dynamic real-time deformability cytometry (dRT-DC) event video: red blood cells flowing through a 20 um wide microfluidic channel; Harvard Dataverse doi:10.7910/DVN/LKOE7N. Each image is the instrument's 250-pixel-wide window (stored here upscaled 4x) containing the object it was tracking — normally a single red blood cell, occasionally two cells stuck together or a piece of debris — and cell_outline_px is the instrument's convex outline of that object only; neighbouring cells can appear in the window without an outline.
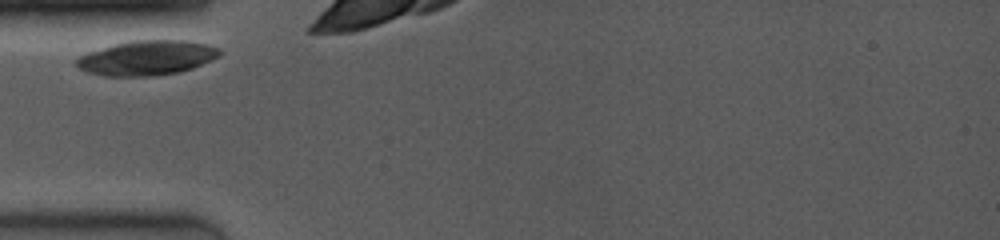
{"species": "common noctule bat (a hibernating species)", "species_latin": "Nyctalus noctula", "temperature_condition": "room temperature", "stored_images_in_passage": 13, "camera_frame_rate_fps": 4000, "um_per_image_px": 0.085, "animal": {"sex": "female", "body_mass_g": 19.0, "forearm_length_mm": 53.3}, "frame": {"image": 1, "passage_image": 1, "time_ms": 0.0, "image_size_px": [1000, 240], "cell_outline_px": [[220, 56], [212, 60], [192, 68], [180, 72], [148, 76], [104, 76], [88, 72], [80, 68], [76, 64], [76, 56], [84, 52], [128, 40], [188, 40], [208, 44], [220, 48]], "centroid_in_image_um": [12.46, 4.9], "position_along_channel_um": 72.5, "area_um2": 29.3}}